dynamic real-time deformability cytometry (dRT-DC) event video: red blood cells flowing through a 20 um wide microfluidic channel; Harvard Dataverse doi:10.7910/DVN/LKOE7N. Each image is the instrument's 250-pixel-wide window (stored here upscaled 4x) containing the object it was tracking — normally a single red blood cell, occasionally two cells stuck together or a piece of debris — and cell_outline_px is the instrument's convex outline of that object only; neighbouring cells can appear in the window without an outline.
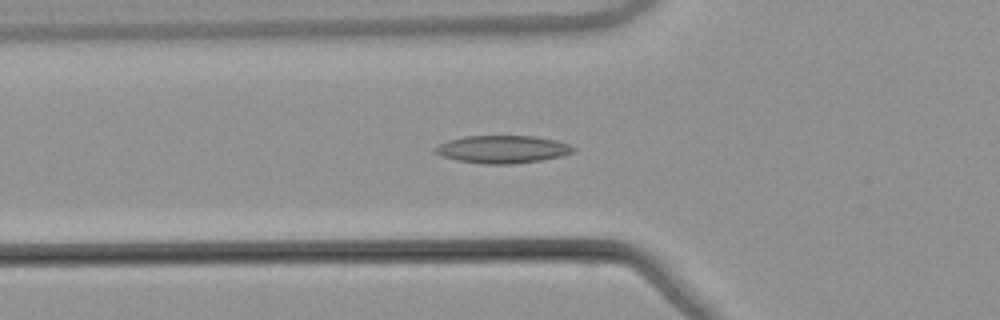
{"species": "common noctule bat (a hibernating species)", "species_latin": "Nyctalus noctula", "temperature_condition": "warm", "stored_images_in_passage": 47, "camera_frame_rate_fps": 3000, "um_per_image_px": 0.085, "animal": {"sex": "male", "body_mass_g": 21.5, "forearm_length_mm": 52.0}, "frame": {"image": 1, "passage_image": 18, "time_ms": 5.667, "image_size_px": [1000, 320], "cell_outline_px": [[576, 148], [572, 152], [560, 156], [540, 160], [512, 164], [484, 164], [456, 160], [440, 156], [432, 152], [432, 148], [448, 140], [464, 136], [536, 136], [556, 140], [568, 144]], "centroid_in_image_um": [42.65, 12.69], "position_along_channel_um": 83.2, "area_um2": 22.37}}
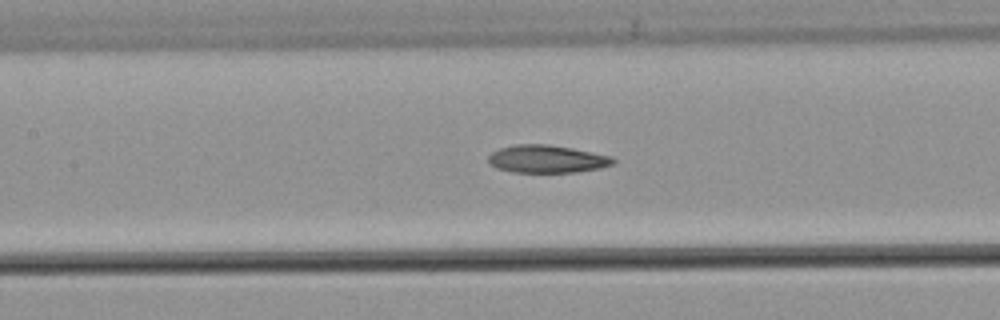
{"frame": {"image": 2, "passage_image": 24, "time_ms": 7.667, "image_size_px": [1000, 320], "cell_outline_px": [[616, 160], [612, 164], [600, 168], [576, 172], [512, 172], [496, 168], [488, 164], [488, 156], [492, 152], [500, 148], [516, 144], [548, 144], [572, 148], [612, 156]], "centroid_in_image_um": [46.46, 13.51], "position_along_channel_um": 160.9, "area_um2": 20.23}}
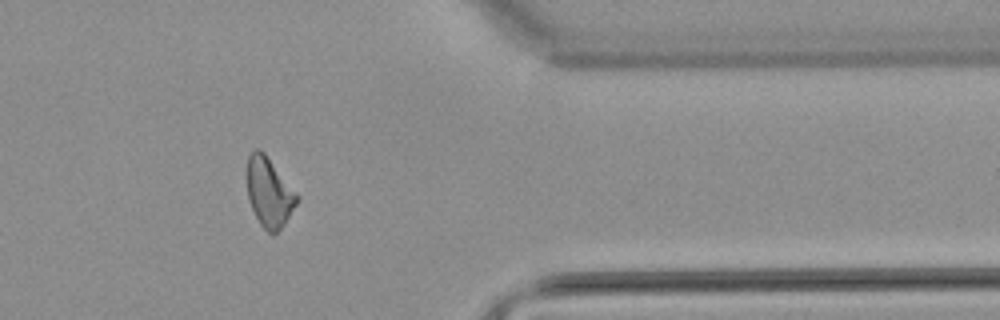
{"frame": {"image": 3, "passage_image": 43, "time_ms": 14.0, "image_size_px": [1000, 320], "cell_outline_px": [[300, 200], [280, 228], [272, 236], [260, 224], [248, 200], [248, 156], [256, 148], [260, 148], [264, 152], [300, 196]], "centroid_in_image_um": [22.9, 16.34], "position_along_channel_um": 388.5, "area_um2": 20.0}, "authors_computed_cell_mechanics": {"area_um2": 20.808, "velocity_mm_per_s": 3.8578, "shape_relaxation_time_tau1_ms": null, "shape_relaxation_time_tau2_ms": 6.5276, "deformation_change_tau1": null, "deformation_change_tau2": 0.1613}}